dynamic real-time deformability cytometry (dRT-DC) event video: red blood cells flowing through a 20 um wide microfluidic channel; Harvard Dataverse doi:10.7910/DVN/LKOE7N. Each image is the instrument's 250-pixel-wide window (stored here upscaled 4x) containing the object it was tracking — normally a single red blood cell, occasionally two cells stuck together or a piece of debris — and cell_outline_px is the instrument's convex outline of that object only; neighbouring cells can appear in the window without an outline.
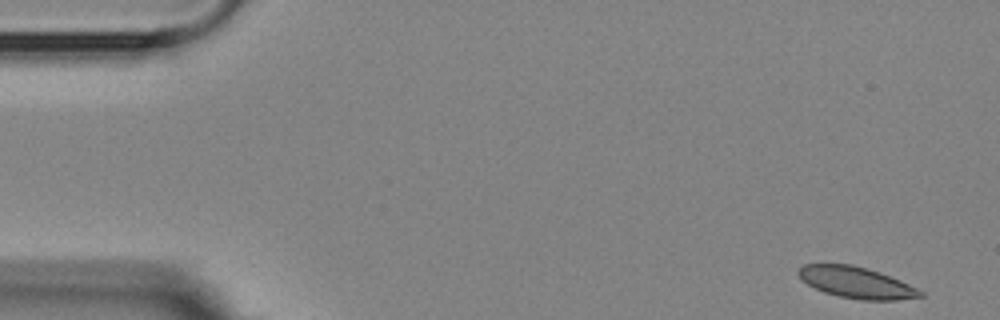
{"species": "Egyptian fruit bat (a non-hibernating species)", "species_latin": "Rousettus aegyptiacus", "temperature_condition": "room temperature", "stored_images_in_passage": 5, "camera_frame_rate_fps": 3000, "um_per_image_px": 0.085, "animal": {"sex": "female"}, "frame": {"image": 1, "passage_image": 1, "time_ms": 0.0, "image_size_px": [1000, 320], "cell_outline_px": [[924, 296], [896, 300], [860, 300], [840, 296], [824, 292], [808, 284], [796, 272], [804, 264], [852, 264], [880, 272], [900, 280], [924, 292]], "centroid_in_image_um": [72.81, 24.01], "position_along_channel_um": 12.2, "area_um2": 22.02}}
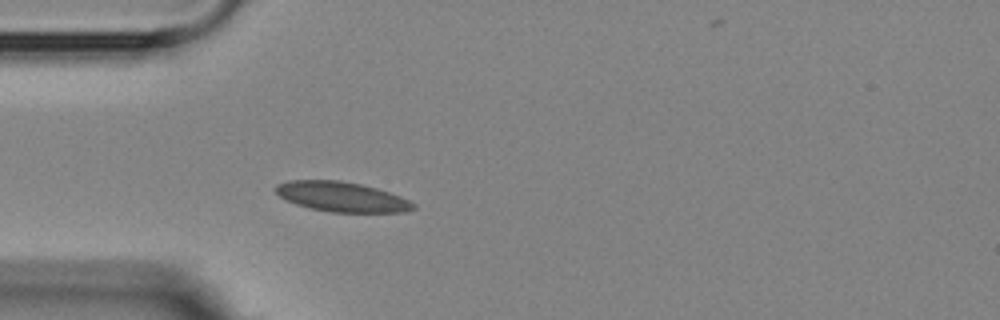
{"frame": {"image": 2, "passage_image": 5, "time_ms": 4.333, "image_size_px": [1000, 320], "cell_outline_px": [[416, 208], [404, 212], [332, 212], [308, 208], [296, 204], [280, 196], [272, 188], [276, 184], [288, 180], [340, 180], [360, 184], [376, 188], [400, 196], [416, 204]], "centroid_in_image_um": [29.02, 16.72], "position_along_channel_um": 56.0, "area_um2": 23.99}}